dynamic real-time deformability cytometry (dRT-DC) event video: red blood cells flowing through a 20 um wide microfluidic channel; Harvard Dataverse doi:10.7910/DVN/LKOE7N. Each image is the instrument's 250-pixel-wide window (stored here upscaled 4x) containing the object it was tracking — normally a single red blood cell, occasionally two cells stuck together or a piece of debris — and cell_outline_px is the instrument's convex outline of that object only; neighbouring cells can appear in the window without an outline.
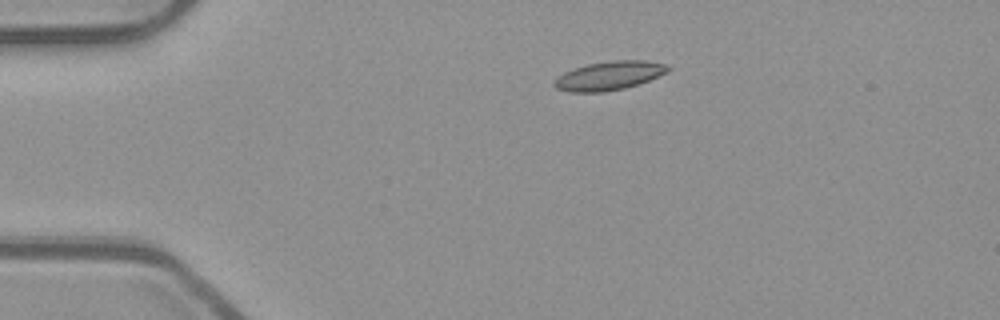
{"species": "common noctule bat (a hibernating species)", "species_latin": "Nyctalus noctula", "temperature_condition": "room temperature", "stored_images_in_passage": 43, "camera_frame_rate_fps": 3000, "um_per_image_px": 0.085, "animal": {"sex": "male", "body_mass_g": 23.1, "forearm_length_mm": 52.7}, "frame": {"image": 1, "passage_image": 1, "time_ms": 0.0, "image_size_px": [1000, 320], "cell_outline_px": [[672, 68], [668, 72], [648, 80], [624, 88], [604, 92], [568, 92], [556, 88], [552, 84], [552, 80], [564, 72], [588, 64], [612, 60], [644, 60], [668, 64]], "centroid_in_image_um": [51.77, 6.43], "position_along_channel_um": 33.2, "area_um2": 19.13}}
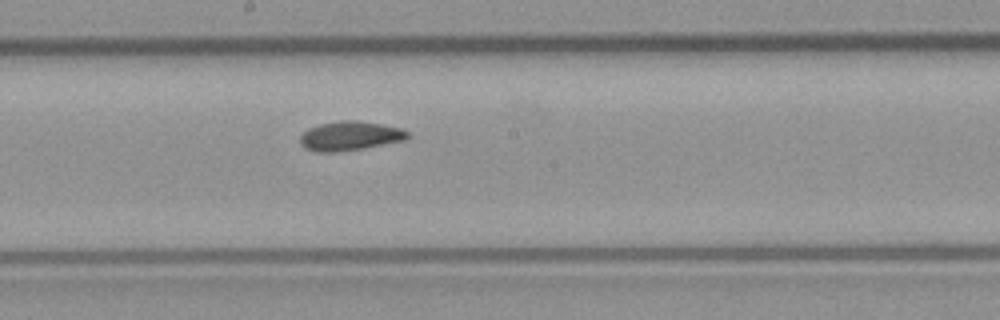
{"frame": {"image": 2, "passage_image": 19, "time_ms": 6.0, "image_size_px": [1000, 320], "cell_outline_px": [[412, 136], [404, 140], [364, 148], [336, 152], [316, 152], [304, 148], [300, 144], [300, 136], [308, 128], [320, 124], [340, 120], [356, 120], [380, 124], [400, 128], [408, 132]], "centroid_in_image_um": [29.73, 11.56], "position_along_channel_um": 218.5, "area_um2": 18.32}}
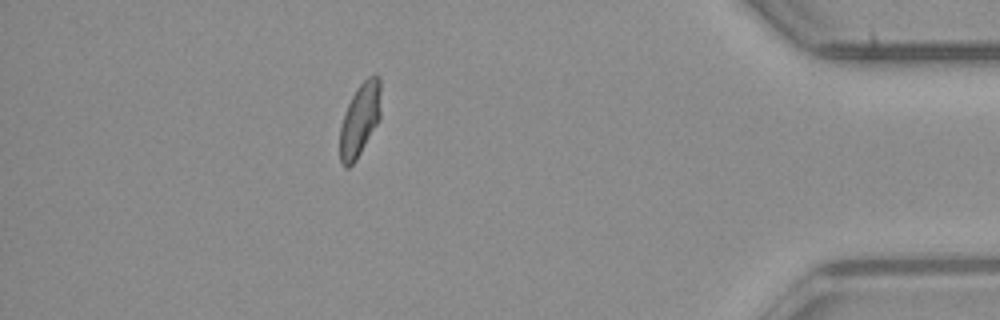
{"frame": {"image": 3, "passage_image": 37, "time_ms": 12.0, "image_size_px": [1000, 320], "cell_outline_px": [[380, 120], [356, 160], [348, 168], [344, 168], [340, 160], [340, 128], [344, 112], [356, 88], [368, 76], [380, 76]], "centroid_in_image_um": [30.59, 10.19], "position_along_channel_um": 404.6, "area_um2": 17.51}, "authors_computed_cell_mechanics": {"area_um2": 17.8024, "velocity_mm_per_s": 3.8958, "shape_relaxation_time_tau1_ms": null, "shape_relaxation_time_tau2_ms": 2.7079, "deformation_change_tau1": null, "deformation_change_tau2": 0.0826}}